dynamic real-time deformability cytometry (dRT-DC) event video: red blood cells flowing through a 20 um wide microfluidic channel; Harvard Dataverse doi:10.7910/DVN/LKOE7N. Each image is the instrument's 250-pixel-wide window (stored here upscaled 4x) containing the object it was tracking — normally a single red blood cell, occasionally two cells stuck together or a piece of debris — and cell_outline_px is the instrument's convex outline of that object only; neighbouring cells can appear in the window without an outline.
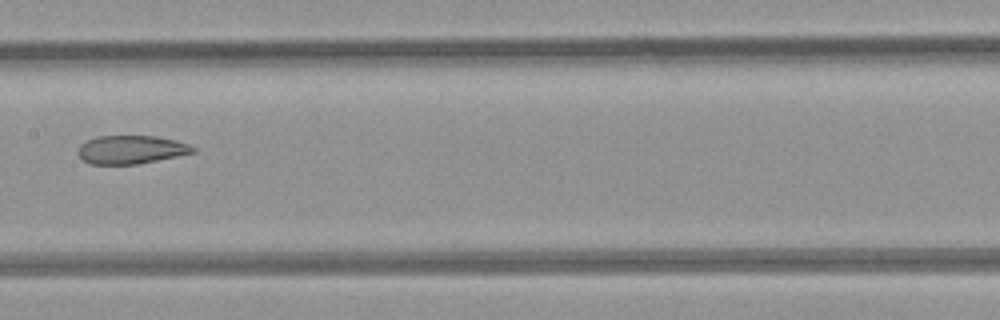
{"species": "common noctule bat (a hibernating species)", "species_latin": "Nyctalus noctula", "temperature_condition": "room temperature", "stored_images_in_passage": 7, "camera_frame_rate_fps": 3000, "um_per_image_px": 0.085, "animal": {"sex": "female", "body_mass_g": 21.9}, "frame": {"image": 1, "passage_image": 6, "time_ms": 6.0, "image_size_px": [1000, 320], "cell_outline_px": [[196, 152], [136, 164], [88, 164], [76, 152], [80, 144], [96, 136], [156, 136], [176, 140], [188, 144], [196, 148]], "centroid_in_image_um": [11.12, 12.71], "position_along_channel_um": 196.3, "area_um2": 18.96}}
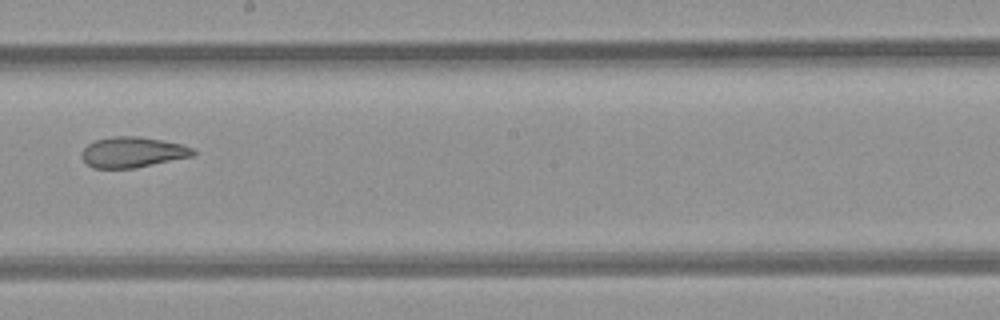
{"frame": {"image": 2, "passage_image": 7, "time_ms": 7.0, "image_size_px": [1000, 320], "cell_outline_px": [[196, 156], [136, 168], [92, 168], [80, 156], [80, 152], [88, 144], [96, 140], [112, 136], [140, 136], [180, 144], [192, 148], [196, 152]], "centroid_in_image_um": [11.28, 12.94], "position_along_channel_um": 236.9, "area_um2": 20.0}}